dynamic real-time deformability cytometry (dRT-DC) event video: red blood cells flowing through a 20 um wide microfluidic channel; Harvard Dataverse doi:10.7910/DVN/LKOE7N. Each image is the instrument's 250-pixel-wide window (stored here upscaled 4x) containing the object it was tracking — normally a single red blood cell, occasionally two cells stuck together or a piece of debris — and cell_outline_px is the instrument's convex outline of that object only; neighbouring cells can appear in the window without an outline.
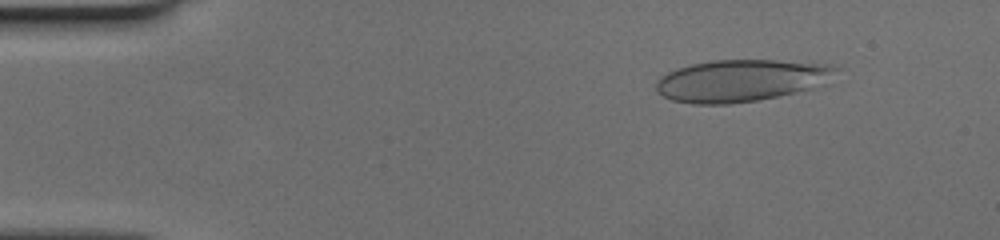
{"species": "human", "species_latin": "Homo sapiens", "temperature_condition": "cold", "stored_images_in_passage": 47, "camera_frame_rate_fps": 3000, "um_per_image_px": 0.085, "donor": {"sex": "female"}, "frame": {"image": 1, "passage_image": 2, "time_ms": 0.333, "image_size_px": [1000, 240], "cell_outline_px": [[836, 68], [812, 88], [776, 96], [756, 100], [728, 104], [692, 104], [672, 100], [656, 92], [656, 80], [668, 72], [676, 68], [692, 64], [712, 60], [776, 60], [832, 64]], "centroid_in_image_um": [62.84, 6.84], "position_along_channel_um": 22.2, "area_um2": 43.18}}
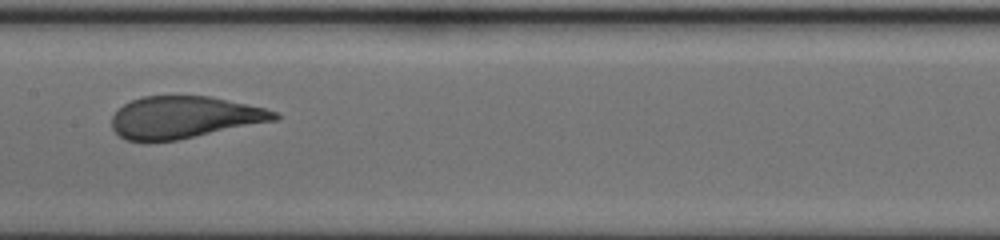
{"frame": {"image": 2, "passage_image": 22, "time_ms": 7.0, "image_size_px": [1000, 240], "cell_outline_px": [[280, 120], [176, 140], [148, 144], [144, 144], [124, 140], [112, 128], [112, 116], [124, 104], [132, 100], [144, 96], [212, 96], [248, 104], [264, 108], [276, 112], [280, 116]], "centroid_in_image_um": [15.65, 10.0], "position_along_channel_um": 191.8, "area_um2": 40.52}}
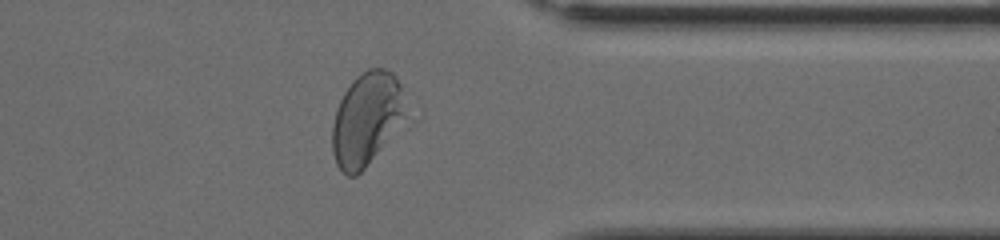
{"frame": {"image": 3, "passage_image": 37, "time_ms": 12.0, "image_size_px": [1000, 240], "cell_outline_px": [[400, 112], [380, 144], [364, 168], [356, 176], [348, 176], [336, 164], [332, 152], [332, 124], [336, 108], [344, 92], [352, 80], [356, 76], [368, 68], [384, 68], [392, 72], [396, 76], [400, 84]], "centroid_in_image_um": [30.97, 10.05], "position_along_channel_um": 380.4, "area_um2": 36.99}}